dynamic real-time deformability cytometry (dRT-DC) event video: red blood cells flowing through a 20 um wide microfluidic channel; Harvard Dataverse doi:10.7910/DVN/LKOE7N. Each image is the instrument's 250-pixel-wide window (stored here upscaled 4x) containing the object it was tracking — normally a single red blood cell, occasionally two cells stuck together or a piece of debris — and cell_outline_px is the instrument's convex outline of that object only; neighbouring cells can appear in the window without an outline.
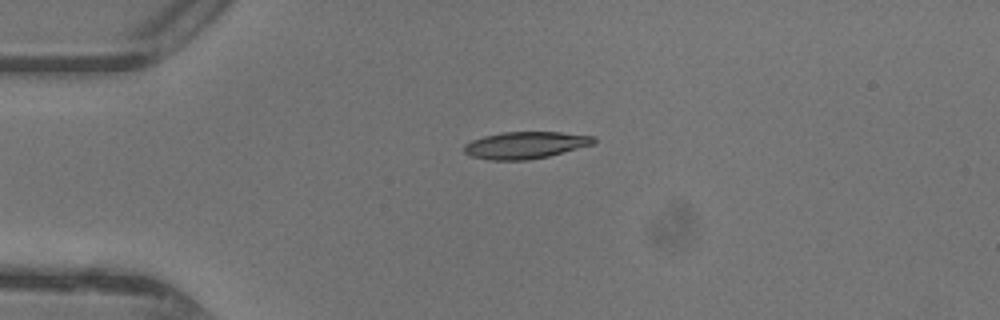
{"species": "common noctule bat (a hibernating species)", "species_latin": "Nyctalus noctula", "temperature_condition": "warm", "stored_images_in_passage": 36, "camera_frame_rate_fps": 3000, "um_per_image_px": 0.085, "animal": {"sex": "female"}, "frame": {"image": 1, "passage_image": 1, "time_ms": 0.0, "image_size_px": [1000, 320], "cell_outline_px": [[596, 140], [592, 144], [548, 156], [528, 160], [488, 160], [472, 156], [464, 152], [464, 144], [472, 140], [484, 136], [500, 132], [560, 132], [596, 136]], "centroid_in_image_um": [44.63, 12.33], "position_along_channel_um": 40.4, "area_um2": 20.29}}
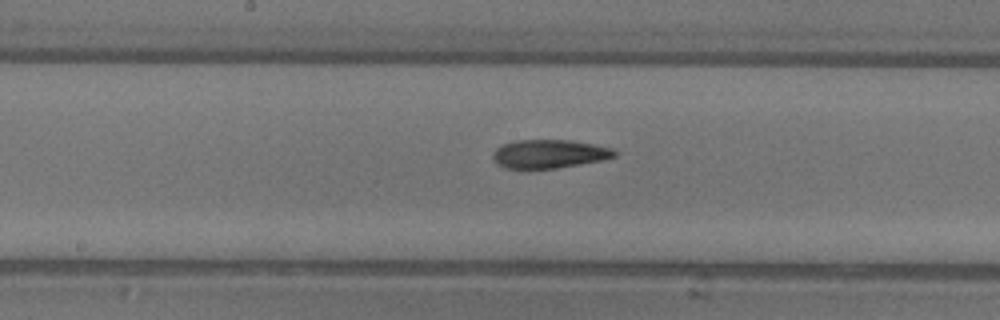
{"frame": {"image": 2, "passage_image": 14, "time_ms": 4.333, "image_size_px": [1000, 320], "cell_outline_px": [[616, 156], [604, 160], [556, 168], [508, 168], [500, 164], [492, 156], [492, 152], [500, 144], [516, 140], [568, 140], [592, 144], [612, 148], [616, 152]], "centroid_in_image_um": [46.69, 13.07], "position_along_channel_um": 201.5, "area_um2": 20.06}}
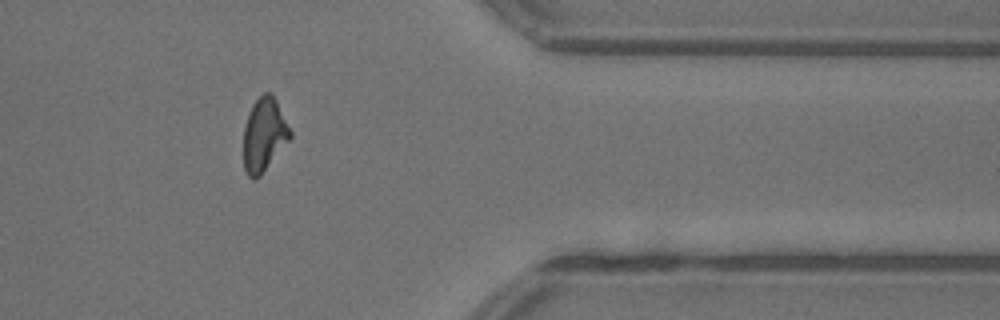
{"frame": {"image": 3, "passage_image": 28, "time_ms": 9.0, "image_size_px": [1000, 320], "cell_outline_px": [[292, 136], [260, 176], [256, 180], [252, 180], [248, 176], [244, 168], [244, 128], [252, 104], [264, 92], [272, 92], [292, 132]], "centroid_in_image_um": [22.45, 11.46], "position_along_channel_um": 389.0, "area_um2": 19.83}, "authors_computed_cell_mechanics": {"area_um2": 20.2878, "velocity_mm_per_s": 4.4234, "shape_relaxation_time_tau1_ms": 5.5546, "shape_relaxation_time_tau2_ms": 5.1338, "deformation_change_tau1": 0.2083, "deformation_change_tau2": 0.1607}}